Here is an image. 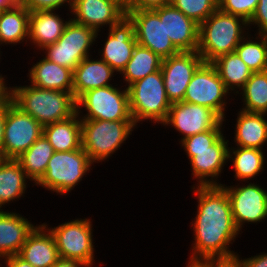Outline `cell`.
<instances>
[{
    "label": "cell",
    "mask_w": 267,
    "mask_h": 267,
    "mask_svg": "<svg viewBox=\"0 0 267 267\" xmlns=\"http://www.w3.org/2000/svg\"><path fill=\"white\" fill-rule=\"evenodd\" d=\"M197 199L195 218L190 225L193 240L186 266L207 258L231 257V246L241 235L232 215L227 191L222 186H192Z\"/></svg>",
    "instance_id": "obj_1"
},
{
    "label": "cell",
    "mask_w": 267,
    "mask_h": 267,
    "mask_svg": "<svg viewBox=\"0 0 267 267\" xmlns=\"http://www.w3.org/2000/svg\"><path fill=\"white\" fill-rule=\"evenodd\" d=\"M10 96L17 107L43 127L66 120L77 113L72 92L42 89L28 83L10 86Z\"/></svg>",
    "instance_id": "obj_2"
},
{
    "label": "cell",
    "mask_w": 267,
    "mask_h": 267,
    "mask_svg": "<svg viewBox=\"0 0 267 267\" xmlns=\"http://www.w3.org/2000/svg\"><path fill=\"white\" fill-rule=\"evenodd\" d=\"M248 32V22L242 17L223 12L218 8L199 25L197 52L204 63H211L221 55L235 52Z\"/></svg>",
    "instance_id": "obj_3"
},
{
    "label": "cell",
    "mask_w": 267,
    "mask_h": 267,
    "mask_svg": "<svg viewBox=\"0 0 267 267\" xmlns=\"http://www.w3.org/2000/svg\"><path fill=\"white\" fill-rule=\"evenodd\" d=\"M136 127L139 128L134 120L81 119L82 149L93 164L108 162L130 138Z\"/></svg>",
    "instance_id": "obj_4"
},
{
    "label": "cell",
    "mask_w": 267,
    "mask_h": 267,
    "mask_svg": "<svg viewBox=\"0 0 267 267\" xmlns=\"http://www.w3.org/2000/svg\"><path fill=\"white\" fill-rule=\"evenodd\" d=\"M127 89L131 116L137 126L146 120L154 125L166 121L171 102L166 95L161 70L135 81Z\"/></svg>",
    "instance_id": "obj_5"
},
{
    "label": "cell",
    "mask_w": 267,
    "mask_h": 267,
    "mask_svg": "<svg viewBox=\"0 0 267 267\" xmlns=\"http://www.w3.org/2000/svg\"><path fill=\"white\" fill-rule=\"evenodd\" d=\"M92 166L88 154L82 149L66 152L54 151L46 172L35 184L56 195L66 196L86 177Z\"/></svg>",
    "instance_id": "obj_6"
},
{
    "label": "cell",
    "mask_w": 267,
    "mask_h": 267,
    "mask_svg": "<svg viewBox=\"0 0 267 267\" xmlns=\"http://www.w3.org/2000/svg\"><path fill=\"white\" fill-rule=\"evenodd\" d=\"M121 84L122 86L109 85L83 93L76 100V112L80 119L133 120L129 108L128 89L122 82Z\"/></svg>",
    "instance_id": "obj_7"
},
{
    "label": "cell",
    "mask_w": 267,
    "mask_h": 267,
    "mask_svg": "<svg viewBox=\"0 0 267 267\" xmlns=\"http://www.w3.org/2000/svg\"><path fill=\"white\" fill-rule=\"evenodd\" d=\"M99 33L71 19L57 42L41 49L44 54L41 55L73 71L83 59L92 56L91 50L98 41V35L102 36Z\"/></svg>",
    "instance_id": "obj_8"
},
{
    "label": "cell",
    "mask_w": 267,
    "mask_h": 267,
    "mask_svg": "<svg viewBox=\"0 0 267 267\" xmlns=\"http://www.w3.org/2000/svg\"><path fill=\"white\" fill-rule=\"evenodd\" d=\"M89 218H75L58 226L43 223L54 236L59 258L70 259L93 267L95 263V239L93 224Z\"/></svg>",
    "instance_id": "obj_9"
},
{
    "label": "cell",
    "mask_w": 267,
    "mask_h": 267,
    "mask_svg": "<svg viewBox=\"0 0 267 267\" xmlns=\"http://www.w3.org/2000/svg\"><path fill=\"white\" fill-rule=\"evenodd\" d=\"M229 96L235 99L225 87L216 68L211 63H203L190 80L183 101L209 107L226 122L227 104L230 105L228 102L232 101Z\"/></svg>",
    "instance_id": "obj_10"
},
{
    "label": "cell",
    "mask_w": 267,
    "mask_h": 267,
    "mask_svg": "<svg viewBox=\"0 0 267 267\" xmlns=\"http://www.w3.org/2000/svg\"><path fill=\"white\" fill-rule=\"evenodd\" d=\"M257 183L248 181L237 185H221L227 191L233 220L241 233L245 224L258 225L267 218V188Z\"/></svg>",
    "instance_id": "obj_11"
},
{
    "label": "cell",
    "mask_w": 267,
    "mask_h": 267,
    "mask_svg": "<svg viewBox=\"0 0 267 267\" xmlns=\"http://www.w3.org/2000/svg\"><path fill=\"white\" fill-rule=\"evenodd\" d=\"M43 134V126L12 103L6 112L2 156L16 159Z\"/></svg>",
    "instance_id": "obj_12"
},
{
    "label": "cell",
    "mask_w": 267,
    "mask_h": 267,
    "mask_svg": "<svg viewBox=\"0 0 267 267\" xmlns=\"http://www.w3.org/2000/svg\"><path fill=\"white\" fill-rule=\"evenodd\" d=\"M224 120L211 108L189 102L172 103L166 121L162 124L165 129L170 126L182 137L202 133L211 129H224ZM224 126V127H223Z\"/></svg>",
    "instance_id": "obj_13"
},
{
    "label": "cell",
    "mask_w": 267,
    "mask_h": 267,
    "mask_svg": "<svg viewBox=\"0 0 267 267\" xmlns=\"http://www.w3.org/2000/svg\"><path fill=\"white\" fill-rule=\"evenodd\" d=\"M223 134L209 149L184 150L189 160L193 186H221V177L228 163L229 139ZM192 169V170H191Z\"/></svg>",
    "instance_id": "obj_14"
},
{
    "label": "cell",
    "mask_w": 267,
    "mask_h": 267,
    "mask_svg": "<svg viewBox=\"0 0 267 267\" xmlns=\"http://www.w3.org/2000/svg\"><path fill=\"white\" fill-rule=\"evenodd\" d=\"M106 39L100 49L99 58L106 62L115 72L121 73L131 59L137 44L133 21L126 14L116 24L107 29Z\"/></svg>",
    "instance_id": "obj_15"
},
{
    "label": "cell",
    "mask_w": 267,
    "mask_h": 267,
    "mask_svg": "<svg viewBox=\"0 0 267 267\" xmlns=\"http://www.w3.org/2000/svg\"><path fill=\"white\" fill-rule=\"evenodd\" d=\"M203 63L197 51L179 52L163 59L161 72L166 95L171 104L183 101L190 80Z\"/></svg>",
    "instance_id": "obj_16"
},
{
    "label": "cell",
    "mask_w": 267,
    "mask_h": 267,
    "mask_svg": "<svg viewBox=\"0 0 267 267\" xmlns=\"http://www.w3.org/2000/svg\"><path fill=\"white\" fill-rule=\"evenodd\" d=\"M126 14L134 23L138 44L147 47L162 59L179 53L166 35L164 18H159L153 10H126Z\"/></svg>",
    "instance_id": "obj_17"
},
{
    "label": "cell",
    "mask_w": 267,
    "mask_h": 267,
    "mask_svg": "<svg viewBox=\"0 0 267 267\" xmlns=\"http://www.w3.org/2000/svg\"><path fill=\"white\" fill-rule=\"evenodd\" d=\"M70 14L76 23L103 33L125 16L126 10L120 0H74Z\"/></svg>",
    "instance_id": "obj_18"
},
{
    "label": "cell",
    "mask_w": 267,
    "mask_h": 267,
    "mask_svg": "<svg viewBox=\"0 0 267 267\" xmlns=\"http://www.w3.org/2000/svg\"><path fill=\"white\" fill-rule=\"evenodd\" d=\"M164 18V29L179 52L197 51L199 45V24L186 17L171 3L153 10Z\"/></svg>",
    "instance_id": "obj_19"
},
{
    "label": "cell",
    "mask_w": 267,
    "mask_h": 267,
    "mask_svg": "<svg viewBox=\"0 0 267 267\" xmlns=\"http://www.w3.org/2000/svg\"><path fill=\"white\" fill-rule=\"evenodd\" d=\"M57 10H39L30 12L28 26V45L36 50H41L45 46L57 42L64 32L67 24L71 20V15L66 14L69 18H62V14ZM33 45V46H32Z\"/></svg>",
    "instance_id": "obj_20"
},
{
    "label": "cell",
    "mask_w": 267,
    "mask_h": 267,
    "mask_svg": "<svg viewBox=\"0 0 267 267\" xmlns=\"http://www.w3.org/2000/svg\"><path fill=\"white\" fill-rule=\"evenodd\" d=\"M38 225L13 210H0V260L19 254L22 245Z\"/></svg>",
    "instance_id": "obj_21"
},
{
    "label": "cell",
    "mask_w": 267,
    "mask_h": 267,
    "mask_svg": "<svg viewBox=\"0 0 267 267\" xmlns=\"http://www.w3.org/2000/svg\"><path fill=\"white\" fill-rule=\"evenodd\" d=\"M96 55L83 59L73 70V95L77 100L83 93L96 88L106 87L118 74L106 62Z\"/></svg>",
    "instance_id": "obj_22"
},
{
    "label": "cell",
    "mask_w": 267,
    "mask_h": 267,
    "mask_svg": "<svg viewBox=\"0 0 267 267\" xmlns=\"http://www.w3.org/2000/svg\"><path fill=\"white\" fill-rule=\"evenodd\" d=\"M18 255L33 267H52L59 259L54 236L43 223L28 236Z\"/></svg>",
    "instance_id": "obj_23"
},
{
    "label": "cell",
    "mask_w": 267,
    "mask_h": 267,
    "mask_svg": "<svg viewBox=\"0 0 267 267\" xmlns=\"http://www.w3.org/2000/svg\"><path fill=\"white\" fill-rule=\"evenodd\" d=\"M39 60V62H38ZM28 68V81L38 88L73 93V71L42 57Z\"/></svg>",
    "instance_id": "obj_24"
},
{
    "label": "cell",
    "mask_w": 267,
    "mask_h": 267,
    "mask_svg": "<svg viewBox=\"0 0 267 267\" xmlns=\"http://www.w3.org/2000/svg\"><path fill=\"white\" fill-rule=\"evenodd\" d=\"M239 110L234 124V146L264 150L267 146V114Z\"/></svg>",
    "instance_id": "obj_25"
},
{
    "label": "cell",
    "mask_w": 267,
    "mask_h": 267,
    "mask_svg": "<svg viewBox=\"0 0 267 267\" xmlns=\"http://www.w3.org/2000/svg\"><path fill=\"white\" fill-rule=\"evenodd\" d=\"M30 182L32 180L16 159H4L0 163V210H5L11 202L23 199Z\"/></svg>",
    "instance_id": "obj_26"
},
{
    "label": "cell",
    "mask_w": 267,
    "mask_h": 267,
    "mask_svg": "<svg viewBox=\"0 0 267 267\" xmlns=\"http://www.w3.org/2000/svg\"><path fill=\"white\" fill-rule=\"evenodd\" d=\"M228 148V163H232L234 171V181L248 182L254 181L265 171L267 164L265 150L256 148H245L240 146ZM265 165V166H264Z\"/></svg>",
    "instance_id": "obj_27"
},
{
    "label": "cell",
    "mask_w": 267,
    "mask_h": 267,
    "mask_svg": "<svg viewBox=\"0 0 267 267\" xmlns=\"http://www.w3.org/2000/svg\"><path fill=\"white\" fill-rule=\"evenodd\" d=\"M30 11L23 5H14L0 12V46L24 44L28 46ZM24 42V43H23Z\"/></svg>",
    "instance_id": "obj_28"
},
{
    "label": "cell",
    "mask_w": 267,
    "mask_h": 267,
    "mask_svg": "<svg viewBox=\"0 0 267 267\" xmlns=\"http://www.w3.org/2000/svg\"><path fill=\"white\" fill-rule=\"evenodd\" d=\"M43 134L54 151L66 152L82 147L81 119L78 114L43 127Z\"/></svg>",
    "instance_id": "obj_29"
},
{
    "label": "cell",
    "mask_w": 267,
    "mask_h": 267,
    "mask_svg": "<svg viewBox=\"0 0 267 267\" xmlns=\"http://www.w3.org/2000/svg\"><path fill=\"white\" fill-rule=\"evenodd\" d=\"M211 64L216 68L227 90L235 96L253 73L236 52L221 55Z\"/></svg>",
    "instance_id": "obj_30"
},
{
    "label": "cell",
    "mask_w": 267,
    "mask_h": 267,
    "mask_svg": "<svg viewBox=\"0 0 267 267\" xmlns=\"http://www.w3.org/2000/svg\"><path fill=\"white\" fill-rule=\"evenodd\" d=\"M163 59L147 47L136 44L131 59L120 74L125 87L161 70Z\"/></svg>",
    "instance_id": "obj_31"
},
{
    "label": "cell",
    "mask_w": 267,
    "mask_h": 267,
    "mask_svg": "<svg viewBox=\"0 0 267 267\" xmlns=\"http://www.w3.org/2000/svg\"><path fill=\"white\" fill-rule=\"evenodd\" d=\"M54 153L48 139L42 134L25 152L16 160L20 163L25 174L35 185L45 174L50 158Z\"/></svg>",
    "instance_id": "obj_32"
},
{
    "label": "cell",
    "mask_w": 267,
    "mask_h": 267,
    "mask_svg": "<svg viewBox=\"0 0 267 267\" xmlns=\"http://www.w3.org/2000/svg\"><path fill=\"white\" fill-rule=\"evenodd\" d=\"M237 94L243 103L241 110L267 114V70L253 72Z\"/></svg>",
    "instance_id": "obj_33"
},
{
    "label": "cell",
    "mask_w": 267,
    "mask_h": 267,
    "mask_svg": "<svg viewBox=\"0 0 267 267\" xmlns=\"http://www.w3.org/2000/svg\"><path fill=\"white\" fill-rule=\"evenodd\" d=\"M248 34L240 41L235 52L252 72L267 70V35Z\"/></svg>",
    "instance_id": "obj_34"
},
{
    "label": "cell",
    "mask_w": 267,
    "mask_h": 267,
    "mask_svg": "<svg viewBox=\"0 0 267 267\" xmlns=\"http://www.w3.org/2000/svg\"><path fill=\"white\" fill-rule=\"evenodd\" d=\"M171 4L199 25L218 9L216 0H171Z\"/></svg>",
    "instance_id": "obj_35"
},
{
    "label": "cell",
    "mask_w": 267,
    "mask_h": 267,
    "mask_svg": "<svg viewBox=\"0 0 267 267\" xmlns=\"http://www.w3.org/2000/svg\"><path fill=\"white\" fill-rule=\"evenodd\" d=\"M224 129H211L202 133L189 136L181 140L178 144L183 150L209 149L225 132Z\"/></svg>",
    "instance_id": "obj_36"
},
{
    "label": "cell",
    "mask_w": 267,
    "mask_h": 267,
    "mask_svg": "<svg viewBox=\"0 0 267 267\" xmlns=\"http://www.w3.org/2000/svg\"><path fill=\"white\" fill-rule=\"evenodd\" d=\"M259 0H220L218 8L226 13L242 17L249 22L257 8Z\"/></svg>",
    "instance_id": "obj_37"
},
{
    "label": "cell",
    "mask_w": 267,
    "mask_h": 267,
    "mask_svg": "<svg viewBox=\"0 0 267 267\" xmlns=\"http://www.w3.org/2000/svg\"><path fill=\"white\" fill-rule=\"evenodd\" d=\"M21 5L30 12L39 10H61L62 6L67 8L69 13L74 5V0H21ZM61 8V9H60Z\"/></svg>",
    "instance_id": "obj_38"
},
{
    "label": "cell",
    "mask_w": 267,
    "mask_h": 267,
    "mask_svg": "<svg viewBox=\"0 0 267 267\" xmlns=\"http://www.w3.org/2000/svg\"><path fill=\"white\" fill-rule=\"evenodd\" d=\"M252 25L257 28V31L255 30L256 34L267 35V0H259L256 10L248 22L249 32H254L251 29L253 28Z\"/></svg>",
    "instance_id": "obj_39"
},
{
    "label": "cell",
    "mask_w": 267,
    "mask_h": 267,
    "mask_svg": "<svg viewBox=\"0 0 267 267\" xmlns=\"http://www.w3.org/2000/svg\"><path fill=\"white\" fill-rule=\"evenodd\" d=\"M239 254L231 257L207 258L200 260L190 267H243Z\"/></svg>",
    "instance_id": "obj_40"
},
{
    "label": "cell",
    "mask_w": 267,
    "mask_h": 267,
    "mask_svg": "<svg viewBox=\"0 0 267 267\" xmlns=\"http://www.w3.org/2000/svg\"><path fill=\"white\" fill-rule=\"evenodd\" d=\"M171 3V0H129L125 10H154Z\"/></svg>",
    "instance_id": "obj_41"
},
{
    "label": "cell",
    "mask_w": 267,
    "mask_h": 267,
    "mask_svg": "<svg viewBox=\"0 0 267 267\" xmlns=\"http://www.w3.org/2000/svg\"><path fill=\"white\" fill-rule=\"evenodd\" d=\"M243 267H267V252H260L258 255L248 258L240 257Z\"/></svg>",
    "instance_id": "obj_42"
},
{
    "label": "cell",
    "mask_w": 267,
    "mask_h": 267,
    "mask_svg": "<svg viewBox=\"0 0 267 267\" xmlns=\"http://www.w3.org/2000/svg\"><path fill=\"white\" fill-rule=\"evenodd\" d=\"M13 103L11 96H9L1 105H0V152L2 153L3 148V138H4V123L6 112L8 107Z\"/></svg>",
    "instance_id": "obj_43"
},
{
    "label": "cell",
    "mask_w": 267,
    "mask_h": 267,
    "mask_svg": "<svg viewBox=\"0 0 267 267\" xmlns=\"http://www.w3.org/2000/svg\"><path fill=\"white\" fill-rule=\"evenodd\" d=\"M0 261H2L0 262V267H33L31 264L21 258L18 254L5 257Z\"/></svg>",
    "instance_id": "obj_44"
},
{
    "label": "cell",
    "mask_w": 267,
    "mask_h": 267,
    "mask_svg": "<svg viewBox=\"0 0 267 267\" xmlns=\"http://www.w3.org/2000/svg\"><path fill=\"white\" fill-rule=\"evenodd\" d=\"M1 73V72H0ZM7 75L0 74V105L10 96V85H8ZM7 81V82H6ZM8 85V86H7Z\"/></svg>",
    "instance_id": "obj_45"
},
{
    "label": "cell",
    "mask_w": 267,
    "mask_h": 267,
    "mask_svg": "<svg viewBox=\"0 0 267 267\" xmlns=\"http://www.w3.org/2000/svg\"><path fill=\"white\" fill-rule=\"evenodd\" d=\"M52 267H88L84 263L70 259L59 258Z\"/></svg>",
    "instance_id": "obj_46"
},
{
    "label": "cell",
    "mask_w": 267,
    "mask_h": 267,
    "mask_svg": "<svg viewBox=\"0 0 267 267\" xmlns=\"http://www.w3.org/2000/svg\"><path fill=\"white\" fill-rule=\"evenodd\" d=\"M14 5H21V0H0V12L8 10Z\"/></svg>",
    "instance_id": "obj_47"
},
{
    "label": "cell",
    "mask_w": 267,
    "mask_h": 267,
    "mask_svg": "<svg viewBox=\"0 0 267 267\" xmlns=\"http://www.w3.org/2000/svg\"><path fill=\"white\" fill-rule=\"evenodd\" d=\"M4 160L2 153L0 152V163Z\"/></svg>",
    "instance_id": "obj_48"
},
{
    "label": "cell",
    "mask_w": 267,
    "mask_h": 267,
    "mask_svg": "<svg viewBox=\"0 0 267 267\" xmlns=\"http://www.w3.org/2000/svg\"><path fill=\"white\" fill-rule=\"evenodd\" d=\"M120 1L126 5L129 0H120Z\"/></svg>",
    "instance_id": "obj_49"
},
{
    "label": "cell",
    "mask_w": 267,
    "mask_h": 267,
    "mask_svg": "<svg viewBox=\"0 0 267 267\" xmlns=\"http://www.w3.org/2000/svg\"><path fill=\"white\" fill-rule=\"evenodd\" d=\"M1 48H2V47H0V63H1V61H2V59H1V56H2V54H1V53H2Z\"/></svg>",
    "instance_id": "obj_50"
}]
</instances>
